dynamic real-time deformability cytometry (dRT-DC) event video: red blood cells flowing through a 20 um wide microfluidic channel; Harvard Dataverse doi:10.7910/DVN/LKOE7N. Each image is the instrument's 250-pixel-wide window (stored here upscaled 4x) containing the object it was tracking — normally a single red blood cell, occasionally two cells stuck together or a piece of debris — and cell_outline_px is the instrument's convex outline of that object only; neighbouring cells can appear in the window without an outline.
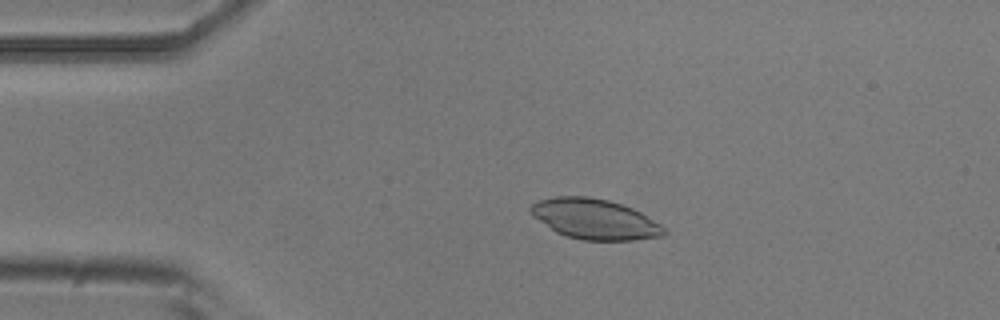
{"species": "common noctule bat (a hibernating species)", "species_latin": "Nyctalus noctula", "temperature_condition": "room temperature", "stored_images_in_passage": 50, "camera_frame_rate_fps": 3000, "um_per_image_px": 0.085, "animal": {"sex": "male", "body_mass_g": 20.5, "forearm_length_mm": 52.5}, "frame": {"image": 1, "passage_image": 9, "time_ms": 2.667, "image_size_px": [1000, 320], "cell_outline_px": [[668, 232], [664, 236], [632, 240], [584, 240], [564, 236], [556, 232], [532, 216], [528, 212], [528, 208], [532, 204], [540, 200], [556, 196], [588, 196], [608, 200], [632, 208], [640, 212], [660, 224]], "centroid_in_image_um": [50.53, 18.62], "position_along_channel_um": 34.5, "area_um2": 31.33}}
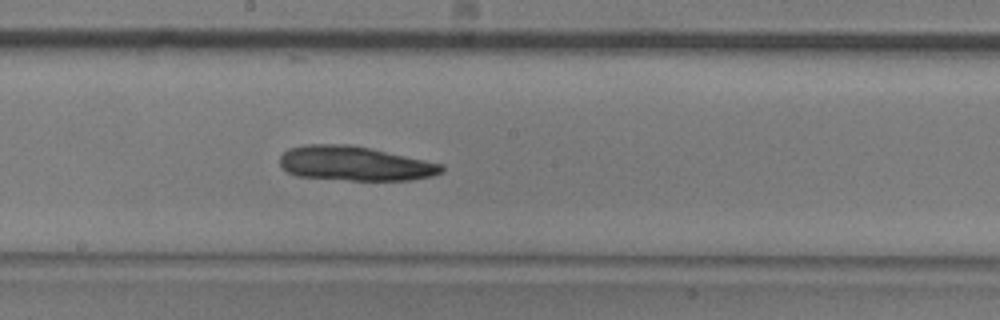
{"frame": {"image": 2, "passage_image": 26, "time_ms": 8.333, "image_size_px": [1000, 320], "cell_outline_px": [[444, 172], [432, 176], [412, 180], [352, 180], [296, 176], [288, 172], [280, 164], [280, 156], [288, 148], [304, 144], [348, 144], [368, 148], [444, 164]], "centroid_in_image_um": [30.16, 13.9], "position_along_channel_um": 218.0, "area_um2": 32.43}}
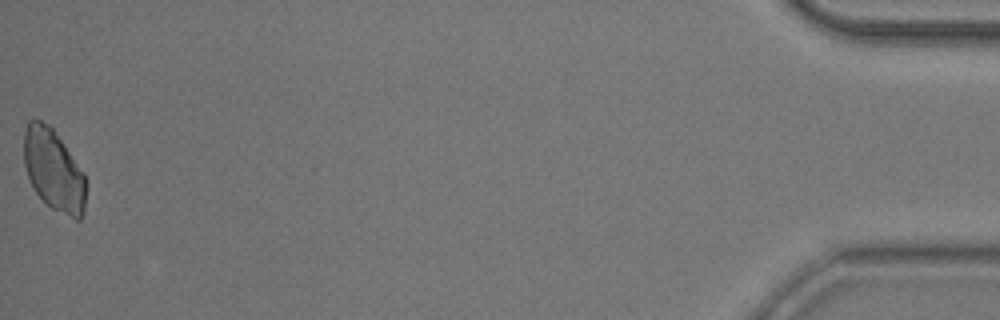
{"frame": {"image": 3, "passage_image": 50, "time_ms": 16.333, "image_size_px": [1000, 320], "cell_outline_px": [[84, 208], [80, 220], [76, 220], [52, 208], [36, 192], [28, 176], [24, 164], [24, 132], [28, 120], [32, 116], [48, 124], [52, 128], [84, 172]], "centroid_in_image_um": [4.53, 14.41], "position_along_channel_um": 430.7, "area_um2": 29.07}}